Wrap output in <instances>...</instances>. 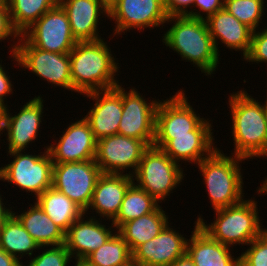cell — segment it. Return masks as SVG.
<instances>
[{"instance_id":"34","label":"cell","mask_w":267,"mask_h":266,"mask_svg":"<svg viewBox=\"0 0 267 266\" xmlns=\"http://www.w3.org/2000/svg\"><path fill=\"white\" fill-rule=\"evenodd\" d=\"M241 252L240 266H267V228Z\"/></svg>"},{"instance_id":"37","label":"cell","mask_w":267,"mask_h":266,"mask_svg":"<svg viewBox=\"0 0 267 266\" xmlns=\"http://www.w3.org/2000/svg\"><path fill=\"white\" fill-rule=\"evenodd\" d=\"M193 7L192 18L207 20L217 11L224 8V0H194ZM195 8H198L199 11Z\"/></svg>"},{"instance_id":"24","label":"cell","mask_w":267,"mask_h":266,"mask_svg":"<svg viewBox=\"0 0 267 266\" xmlns=\"http://www.w3.org/2000/svg\"><path fill=\"white\" fill-rule=\"evenodd\" d=\"M194 224L186 253L195 266H240V256L232 255L233 248L212 239L198 226L197 221Z\"/></svg>"},{"instance_id":"25","label":"cell","mask_w":267,"mask_h":266,"mask_svg":"<svg viewBox=\"0 0 267 266\" xmlns=\"http://www.w3.org/2000/svg\"><path fill=\"white\" fill-rule=\"evenodd\" d=\"M22 213L13 211L22 226L39 247L59 246L65 242V232L57 226L35 201L34 205Z\"/></svg>"},{"instance_id":"31","label":"cell","mask_w":267,"mask_h":266,"mask_svg":"<svg viewBox=\"0 0 267 266\" xmlns=\"http://www.w3.org/2000/svg\"><path fill=\"white\" fill-rule=\"evenodd\" d=\"M84 261L89 266H126L132 262L128 244L116 231L100 248L89 254Z\"/></svg>"},{"instance_id":"35","label":"cell","mask_w":267,"mask_h":266,"mask_svg":"<svg viewBox=\"0 0 267 266\" xmlns=\"http://www.w3.org/2000/svg\"><path fill=\"white\" fill-rule=\"evenodd\" d=\"M260 29V30H259ZM252 32L249 53L243 58L247 62L267 64V25ZM267 81V80H266Z\"/></svg>"},{"instance_id":"5","label":"cell","mask_w":267,"mask_h":266,"mask_svg":"<svg viewBox=\"0 0 267 266\" xmlns=\"http://www.w3.org/2000/svg\"><path fill=\"white\" fill-rule=\"evenodd\" d=\"M227 155L228 153L224 154L223 150L216 148L197 164L213 210L237 204L245 197L243 169L240 163H245L246 159L232 154Z\"/></svg>"},{"instance_id":"47","label":"cell","mask_w":267,"mask_h":266,"mask_svg":"<svg viewBox=\"0 0 267 266\" xmlns=\"http://www.w3.org/2000/svg\"><path fill=\"white\" fill-rule=\"evenodd\" d=\"M126 266H139L137 263H135V262H130L128 265H126Z\"/></svg>"},{"instance_id":"32","label":"cell","mask_w":267,"mask_h":266,"mask_svg":"<svg viewBox=\"0 0 267 266\" xmlns=\"http://www.w3.org/2000/svg\"><path fill=\"white\" fill-rule=\"evenodd\" d=\"M265 0H224V8L252 31L258 30L265 17Z\"/></svg>"},{"instance_id":"44","label":"cell","mask_w":267,"mask_h":266,"mask_svg":"<svg viewBox=\"0 0 267 266\" xmlns=\"http://www.w3.org/2000/svg\"><path fill=\"white\" fill-rule=\"evenodd\" d=\"M258 188V189H257ZM256 188V193L259 194L261 196L262 195H266L267 194V187L263 184H261V186Z\"/></svg>"},{"instance_id":"16","label":"cell","mask_w":267,"mask_h":266,"mask_svg":"<svg viewBox=\"0 0 267 266\" xmlns=\"http://www.w3.org/2000/svg\"><path fill=\"white\" fill-rule=\"evenodd\" d=\"M64 130L59 140L55 138V144L53 141V144L44 146L53 164L95 160L97 139L84 117L71 122Z\"/></svg>"},{"instance_id":"42","label":"cell","mask_w":267,"mask_h":266,"mask_svg":"<svg viewBox=\"0 0 267 266\" xmlns=\"http://www.w3.org/2000/svg\"><path fill=\"white\" fill-rule=\"evenodd\" d=\"M169 266H195V264L193 260L189 257V255L186 253L182 257H179L177 260H175Z\"/></svg>"},{"instance_id":"49","label":"cell","mask_w":267,"mask_h":266,"mask_svg":"<svg viewBox=\"0 0 267 266\" xmlns=\"http://www.w3.org/2000/svg\"><path fill=\"white\" fill-rule=\"evenodd\" d=\"M107 4H110L113 0H104Z\"/></svg>"},{"instance_id":"12","label":"cell","mask_w":267,"mask_h":266,"mask_svg":"<svg viewBox=\"0 0 267 266\" xmlns=\"http://www.w3.org/2000/svg\"><path fill=\"white\" fill-rule=\"evenodd\" d=\"M148 147L143 140L121 134L106 136L97 140L95 162L104 174L133 176Z\"/></svg>"},{"instance_id":"40","label":"cell","mask_w":267,"mask_h":266,"mask_svg":"<svg viewBox=\"0 0 267 266\" xmlns=\"http://www.w3.org/2000/svg\"><path fill=\"white\" fill-rule=\"evenodd\" d=\"M0 266H23V262L0 248Z\"/></svg>"},{"instance_id":"48","label":"cell","mask_w":267,"mask_h":266,"mask_svg":"<svg viewBox=\"0 0 267 266\" xmlns=\"http://www.w3.org/2000/svg\"><path fill=\"white\" fill-rule=\"evenodd\" d=\"M263 183V185H265L267 187V177L264 178V180H261Z\"/></svg>"},{"instance_id":"28","label":"cell","mask_w":267,"mask_h":266,"mask_svg":"<svg viewBox=\"0 0 267 266\" xmlns=\"http://www.w3.org/2000/svg\"><path fill=\"white\" fill-rule=\"evenodd\" d=\"M0 248L21 262L26 256L31 258L40 247L12 214L0 228Z\"/></svg>"},{"instance_id":"46","label":"cell","mask_w":267,"mask_h":266,"mask_svg":"<svg viewBox=\"0 0 267 266\" xmlns=\"http://www.w3.org/2000/svg\"><path fill=\"white\" fill-rule=\"evenodd\" d=\"M0 5H8L7 0H0Z\"/></svg>"},{"instance_id":"2","label":"cell","mask_w":267,"mask_h":266,"mask_svg":"<svg viewBox=\"0 0 267 266\" xmlns=\"http://www.w3.org/2000/svg\"><path fill=\"white\" fill-rule=\"evenodd\" d=\"M107 44L104 38L77 42L69 52L72 92L83 95L120 84L116 76L120 63Z\"/></svg>"},{"instance_id":"20","label":"cell","mask_w":267,"mask_h":266,"mask_svg":"<svg viewBox=\"0 0 267 266\" xmlns=\"http://www.w3.org/2000/svg\"><path fill=\"white\" fill-rule=\"evenodd\" d=\"M59 5L67 14L72 35L77 42L103 39L99 36V20L108 18L109 14L108 4L104 0H59Z\"/></svg>"},{"instance_id":"14","label":"cell","mask_w":267,"mask_h":266,"mask_svg":"<svg viewBox=\"0 0 267 266\" xmlns=\"http://www.w3.org/2000/svg\"><path fill=\"white\" fill-rule=\"evenodd\" d=\"M145 99L136 88L122 87V117L118 134L143 140L152 146L155 137V114L159 99Z\"/></svg>"},{"instance_id":"30","label":"cell","mask_w":267,"mask_h":266,"mask_svg":"<svg viewBox=\"0 0 267 266\" xmlns=\"http://www.w3.org/2000/svg\"><path fill=\"white\" fill-rule=\"evenodd\" d=\"M13 27L21 35L47 11L55 8L59 0H7Z\"/></svg>"},{"instance_id":"17","label":"cell","mask_w":267,"mask_h":266,"mask_svg":"<svg viewBox=\"0 0 267 266\" xmlns=\"http://www.w3.org/2000/svg\"><path fill=\"white\" fill-rule=\"evenodd\" d=\"M83 95V97L95 101L84 116L94 137L98 140L118 134L122 117V84L120 83L112 89L93 91Z\"/></svg>"},{"instance_id":"9","label":"cell","mask_w":267,"mask_h":266,"mask_svg":"<svg viewBox=\"0 0 267 266\" xmlns=\"http://www.w3.org/2000/svg\"><path fill=\"white\" fill-rule=\"evenodd\" d=\"M160 100L155 114L153 146L162 149L173 136L190 135L204 120L194 109L184 89ZM202 117V118H201Z\"/></svg>"},{"instance_id":"22","label":"cell","mask_w":267,"mask_h":266,"mask_svg":"<svg viewBox=\"0 0 267 266\" xmlns=\"http://www.w3.org/2000/svg\"><path fill=\"white\" fill-rule=\"evenodd\" d=\"M133 182V176L128 174L102 173L96 183L90 206L85 214L88 215L91 212H88L90 209L98 215L97 217L112 221L117 216L124 195Z\"/></svg>"},{"instance_id":"21","label":"cell","mask_w":267,"mask_h":266,"mask_svg":"<svg viewBox=\"0 0 267 266\" xmlns=\"http://www.w3.org/2000/svg\"><path fill=\"white\" fill-rule=\"evenodd\" d=\"M210 121L205 119L190 135L173 136L162 150L177 163L199 164L217 148Z\"/></svg>"},{"instance_id":"10","label":"cell","mask_w":267,"mask_h":266,"mask_svg":"<svg viewBox=\"0 0 267 266\" xmlns=\"http://www.w3.org/2000/svg\"><path fill=\"white\" fill-rule=\"evenodd\" d=\"M108 9V19L115 23V28H112V36L115 37L133 29L142 32L161 25L160 28H163L168 19L164 0H113Z\"/></svg>"},{"instance_id":"43","label":"cell","mask_w":267,"mask_h":266,"mask_svg":"<svg viewBox=\"0 0 267 266\" xmlns=\"http://www.w3.org/2000/svg\"><path fill=\"white\" fill-rule=\"evenodd\" d=\"M5 108L0 105V136L3 135ZM1 142V139H0Z\"/></svg>"},{"instance_id":"18","label":"cell","mask_w":267,"mask_h":266,"mask_svg":"<svg viewBox=\"0 0 267 266\" xmlns=\"http://www.w3.org/2000/svg\"><path fill=\"white\" fill-rule=\"evenodd\" d=\"M168 223L153 239L132 252V261L139 266H169L186 254L188 238Z\"/></svg>"},{"instance_id":"4","label":"cell","mask_w":267,"mask_h":266,"mask_svg":"<svg viewBox=\"0 0 267 266\" xmlns=\"http://www.w3.org/2000/svg\"><path fill=\"white\" fill-rule=\"evenodd\" d=\"M254 198H245L237 204L213 210L216 216L210 224L205 223L207 221L199 213L196 218L198 226L212 239L229 247L248 245L266 230L262 228L258 201Z\"/></svg>"},{"instance_id":"23","label":"cell","mask_w":267,"mask_h":266,"mask_svg":"<svg viewBox=\"0 0 267 266\" xmlns=\"http://www.w3.org/2000/svg\"><path fill=\"white\" fill-rule=\"evenodd\" d=\"M205 21L218 54L220 52L218 44L221 43L230 51H241L239 53H241L242 58L249 53L253 31L225 8L217 11Z\"/></svg>"},{"instance_id":"27","label":"cell","mask_w":267,"mask_h":266,"mask_svg":"<svg viewBox=\"0 0 267 266\" xmlns=\"http://www.w3.org/2000/svg\"><path fill=\"white\" fill-rule=\"evenodd\" d=\"M36 202L64 232L85 213L75 202L53 187L39 195Z\"/></svg>"},{"instance_id":"29","label":"cell","mask_w":267,"mask_h":266,"mask_svg":"<svg viewBox=\"0 0 267 266\" xmlns=\"http://www.w3.org/2000/svg\"><path fill=\"white\" fill-rule=\"evenodd\" d=\"M159 205L160 202L133 182L124 195L117 216L110 222L117 230L127 221L153 212Z\"/></svg>"},{"instance_id":"45","label":"cell","mask_w":267,"mask_h":266,"mask_svg":"<svg viewBox=\"0 0 267 266\" xmlns=\"http://www.w3.org/2000/svg\"><path fill=\"white\" fill-rule=\"evenodd\" d=\"M76 263L73 262V264H75V266H89L84 260H75Z\"/></svg>"},{"instance_id":"6","label":"cell","mask_w":267,"mask_h":266,"mask_svg":"<svg viewBox=\"0 0 267 266\" xmlns=\"http://www.w3.org/2000/svg\"><path fill=\"white\" fill-rule=\"evenodd\" d=\"M183 169L180 163L172 160L162 149L152 145L144 151L133 181L158 202L163 203L185 179Z\"/></svg>"},{"instance_id":"8","label":"cell","mask_w":267,"mask_h":266,"mask_svg":"<svg viewBox=\"0 0 267 266\" xmlns=\"http://www.w3.org/2000/svg\"><path fill=\"white\" fill-rule=\"evenodd\" d=\"M9 55L13 64L17 62L19 67L28 69L37 77L51 83V86L61 87L72 94L69 53H54L36 48L21 35L15 53Z\"/></svg>"},{"instance_id":"19","label":"cell","mask_w":267,"mask_h":266,"mask_svg":"<svg viewBox=\"0 0 267 266\" xmlns=\"http://www.w3.org/2000/svg\"><path fill=\"white\" fill-rule=\"evenodd\" d=\"M85 215L84 213L78 218L65 232L64 245L75 260H84L117 231L112 222L111 226H106L102 224L104 219L97 218L94 214H89V217Z\"/></svg>"},{"instance_id":"26","label":"cell","mask_w":267,"mask_h":266,"mask_svg":"<svg viewBox=\"0 0 267 266\" xmlns=\"http://www.w3.org/2000/svg\"><path fill=\"white\" fill-rule=\"evenodd\" d=\"M161 206L162 204L149 214L127 221L117 229L131 252L156 237L169 223L168 213Z\"/></svg>"},{"instance_id":"39","label":"cell","mask_w":267,"mask_h":266,"mask_svg":"<svg viewBox=\"0 0 267 266\" xmlns=\"http://www.w3.org/2000/svg\"><path fill=\"white\" fill-rule=\"evenodd\" d=\"M1 60V59H0ZM8 73V74H7ZM11 75H9L8 70L6 71L5 66L2 65V60L0 61V105L4 108H7V96L9 97L10 94L14 93L13 89L14 85L11 81ZM6 99V101H5ZM6 102V103H5Z\"/></svg>"},{"instance_id":"11","label":"cell","mask_w":267,"mask_h":266,"mask_svg":"<svg viewBox=\"0 0 267 266\" xmlns=\"http://www.w3.org/2000/svg\"><path fill=\"white\" fill-rule=\"evenodd\" d=\"M101 175L95 160L53 164L52 187L86 211Z\"/></svg>"},{"instance_id":"41","label":"cell","mask_w":267,"mask_h":266,"mask_svg":"<svg viewBox=\"0 0 267 266\" xmlns=\"http://www.w3.org/2000/svg\"><path fill=\"white\" fill-rule=\"evenodd\" d=\"M3 196L0 193V228L5 224L6 220L13 214V209L12 207H10L8 204V207H6L5 205H7L2 198Z\"/></svg>"},{"instance_id":"50","label":"cell","mask_w":267,"mask_h":266,"mask_svg":"<svg viewBox=\"0 0 267 266\" xmlns=\"http://www.w3.org/2000/svg\"><path fill=\"white\" fill-rule=\"evenodd\" d=\"M266 93H267V91H266ZM266 157H267V139H266Z\"/></svg>"},{"instance_id":"7","label":"cell","mask_w":267,"mask_h":266,"mask_svg":"<svg viewBox=\"0 0 267 266\" xmlns=\"http://www.w3.org/2000/svg\"><path fill=\"white\" fill-rule=\"evenodd\" d=\"M25 151L8 153L12 162L0 167V180L31 193L35 199L52 187L53 161L47 148L38 154Z\"/></svg>"},{"instance_id":"36","label":"cell","mask_w":267,"mask_h":266,"mask_svg":"<svg viewBox=\"0 0 267 266\" xmlns=\"http://www.w3.org/2000/svg\"><path fill=\"white\" fill-rule=\"evenodd\" d=\"M20 36L18 31L13 27L8 5H0V42L3 40L5 42V40L12 38L11 41L13 43H10L12 49H8L10 54L15 53Z\"/></svg>"},{"instance_id":"3","label":"cell","mask_w":267,"mask_h":266,"mask_svg":"<svg viewBox=\"0 0 267 266\" xmlns=\"http://www.w3.org/2000/svg\"><path fill=\"white\" fill-rule=\"evenodd\" d=\"M172 24L163 34L162 42L181 59L197 67L201 74L210 77L218 68L221 57L217 53L205 20L188 16H171L166 20Z\"/></svg>"},{"instance_id":"38","label":"cell","mask_w":267,"mask_h":266,"mask_svg":"<svg viewBox=\"0 0 267 266\" xmlns=\"http://www.w3.org/2000/svg\"><path fill=\"white\" fill-rule=\"evenodd\" d=\"M194 0H164V6L168 17L188 16L192 17ZM189 9V10H188Z\"/></svg>"},{"instance_id":"13","label":"cell","mask_w":267,"mask_h":266,"mask_svg":"<svg viewBox=\"0 0 267 266\" xmlns=\"http://www.w3.org/2000/svg\"><path fill=\"white\" fill-rule=\"evenodd\" d=\"M32 46L54 53H69L77 41L64 9L58 4L21 34Z\"/></svg>"},{"instance_id":"15","label":"cell","mask_w":267,"mask_h":266,"mask_svg":"<svg viewBox=\"0 0 267 266\" xmlns=\"http://www.w3.org/2000/svg\"><path fill=\"white\" fill-rule=\"evenodd\" d=\"M41 95L35 96L20 108L19 113L11 114V109L5 108L3 131L7 138V152L25 151L41 131L44 103ZM6 131V133H5Z\"/></svg>"},{"instance_id":"1","label":"cell","mask_w":267,"mask_h":266,"mask_svg":"<svg viewBox=\"0 0 267 266\" xmlns=\"http://www.w3.org/2000/svg\"><path fill=\"white\" fill-rule=\"evenodd\" d=\"M228 108L232 120L231 137L234 141L232 155L249 161L266 158L267 97L258 102L247 91L240 90L228 96Z\"/></svg>"},{"instance_id":"33","label":"cell","mask_w":267,"mask_h":266,"mask_svg":"<svg viewBox=\"0 0 267 266\" xmlns=\"http://www.w3.org/2000/svg\"><path fill=\"white\" fill-rule=\"evenodd\" d=\"M39 250H44L33 256L27 266H69L72 262V255L67 250L64 244L59 246L40 247ZM23 266H26L23 264Z\"/></svg>"}]
</instances>
